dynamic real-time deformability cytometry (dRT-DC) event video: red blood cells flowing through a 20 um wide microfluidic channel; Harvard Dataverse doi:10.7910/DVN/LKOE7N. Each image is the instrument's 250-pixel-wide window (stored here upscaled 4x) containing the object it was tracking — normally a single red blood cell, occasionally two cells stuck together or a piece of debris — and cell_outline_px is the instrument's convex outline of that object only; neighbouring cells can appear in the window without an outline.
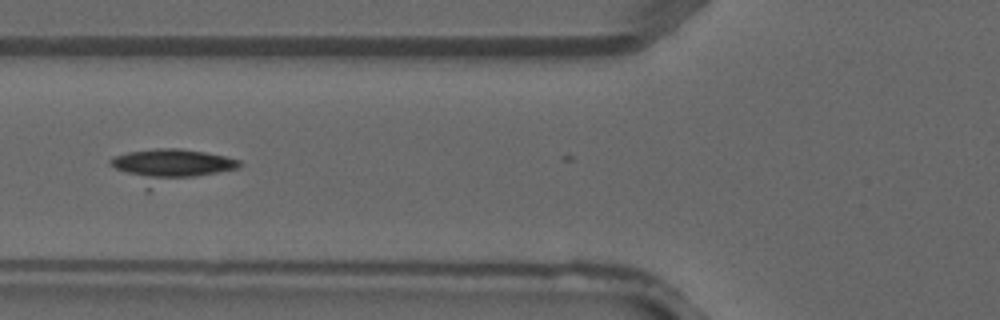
{"species": "common noctule bat (a hibernating species)", "species_latin": "Nyctalus noctula", "temperature_condition": "warm", "stored_images_in_passage": 2, "camera_frame_rate_fps": 3000, "um_per_image_px": 0.085, "animal": {"sex": "male", "forearm_length_mm": 52.5}, "frame": {"image": 1, "passage_image": 2, "time_ms": 0.333, "image_size_px": [1000, 320], "cell_outline_px": [[244, 164], [240, 168], [148, 192], [108, 164], [108, 160], [112, 156], [128, 152], [156, 148], [180, 148], [204, 152], [224, 156], [240, 160]], "centroid_in_image_um": [14.47, 14.15], "position_along_channel_um": 111.3, "area_um2": 26.3}}